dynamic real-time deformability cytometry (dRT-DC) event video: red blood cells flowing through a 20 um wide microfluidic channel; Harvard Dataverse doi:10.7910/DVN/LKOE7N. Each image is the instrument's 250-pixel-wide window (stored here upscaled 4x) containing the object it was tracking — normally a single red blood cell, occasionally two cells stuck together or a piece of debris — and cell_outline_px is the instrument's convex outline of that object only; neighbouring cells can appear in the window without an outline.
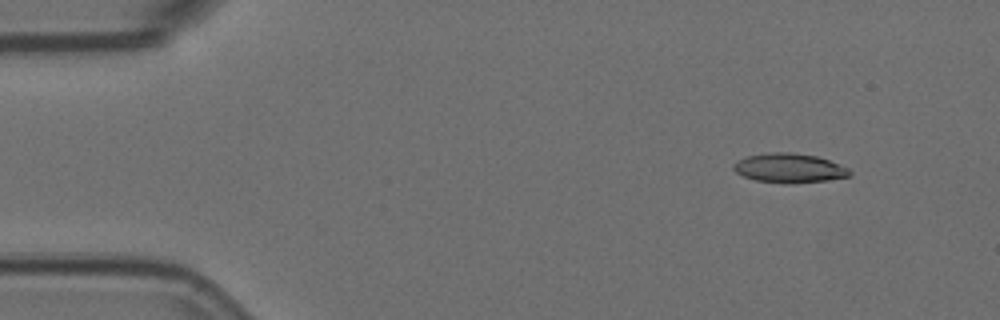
{"species": "Egyptian fruit bat (a non-hibernating species)", "species_latin": "Rousettus aegyptiacus", "temperature_condition": "room temperature", "stored_images_in_passage": 5, "camera_frame_rate_fps": 3000, "um_per_image_px": 0.085, "animal": {"sex": "female"}, "frame": {"image": 1, "passage_image": 2, "time_ms": 0.333, "image_size_px": [1000, 320], "cell_outline_px": [[852, 176], [828, 180], [792, 184], [784, 184], [756, 180], [744, 176], [736, 172], [732, 168], [732, 164], [736, 160], [748, 156], [768, 152], [792, 152], [816, 156], [828, 160], [848, 168], [852, 172]], "centroid_in_image_um": [67.08, 14.29], "position_along_channel_um": 17.9, "area_um2": 20.06}}